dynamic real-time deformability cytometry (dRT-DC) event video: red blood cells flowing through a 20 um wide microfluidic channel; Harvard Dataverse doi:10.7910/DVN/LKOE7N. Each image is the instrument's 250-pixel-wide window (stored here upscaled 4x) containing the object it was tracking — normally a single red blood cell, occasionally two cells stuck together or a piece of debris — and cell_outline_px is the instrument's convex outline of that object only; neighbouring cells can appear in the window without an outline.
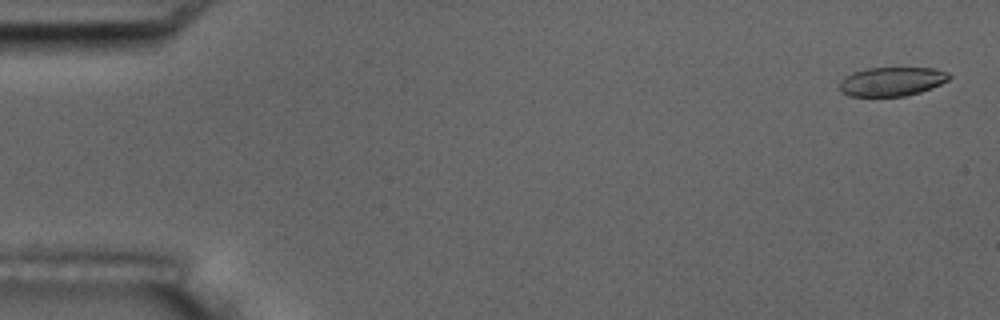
{"species": "common noctule bat (a hibernating species)", "species_latin": "Nyctalus noctula", "temperature_condition": "room temperature", "stored_images_in_passage": 4, "camera_frame_rate_fps": 3000, "um_per_image_px": 0.085, "animal": {"sex": "male", "body_mass_g": 17.5, "forearm_length_mm": 52.3}, "frame": {"image": 1, "passage_image": 1, "time_ms": 0.0, "image_size_px": [1000, 320], "cell_outline_px": [[952, 76], [948, 80], [932, 88], [920, 92], [904, 96], [848, 96], [840, 92], [840, 80], [844, 76], [852, 72], [868, 68], [932, 68], [948, 72]], "centroid_in_image_um": [75.78, 6.93], "position_along_channel_um": 9.2, "area_um2": 18.61}}
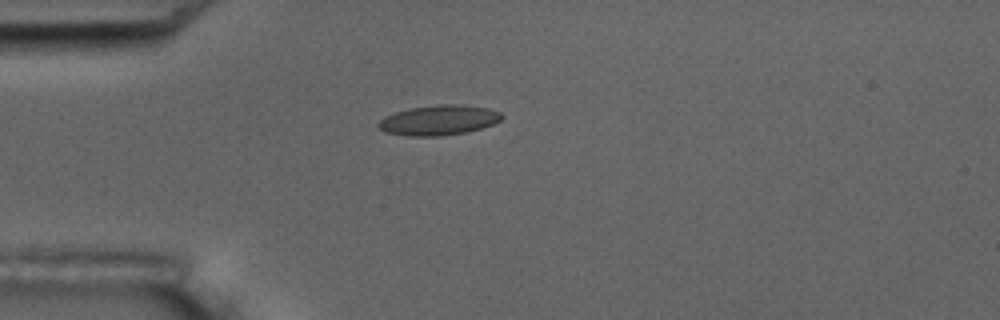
{"frame": {"image": 2, "passage_image": 4, "time_ms": 4.333, "image_size_px": [1000, 320], "cell_outline_px": [[504, 116], [500, 120], [492, 124], [468, 132], [440, 136], [408, 136], [384, 132], [376, 124], [384, 116], [396, 112], [412, 108], [436, 104], [460, 104], [488, 108], [500, 112]], "centroid_in_image_um": [37.29, 10.21], "position_along_channel_um": 47.7, "area_um2": 21.62}}